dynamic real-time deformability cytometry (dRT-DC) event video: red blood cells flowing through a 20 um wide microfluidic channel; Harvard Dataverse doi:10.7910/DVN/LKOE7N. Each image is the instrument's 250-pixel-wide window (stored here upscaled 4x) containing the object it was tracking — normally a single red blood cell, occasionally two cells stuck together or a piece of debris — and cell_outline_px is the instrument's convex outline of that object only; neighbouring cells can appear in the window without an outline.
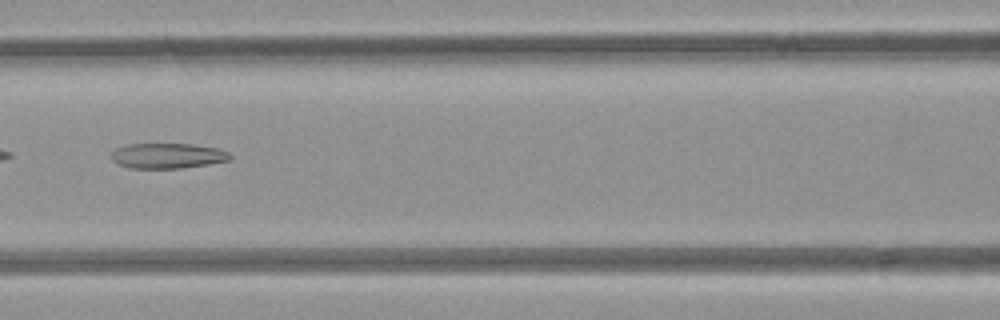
{"species": "common noctule bat (a hibernating species)", "species_latin": "Nyctalus noctula", "temperature_condition": "room temperature", "stored_images_in_passage": 7, "camera_frame_rate_fps": 3000, "um_per_image_px": 0.085, "animal": {"sex": "female", "body_mass_g": 21.9}, "frame": {"image": 1, "passage_image": 6, "time_ms": 6.667, "image_size_px": [1000, 320], "cell_outline_px": [[232, 156], [228, 160], [208, 164], [180, 168], [128, 168], [116, 164], [112, 160], [112, 152], [116, 148], [128, 144], [192, 144], [216, 148], [228, 152]], "centroid_in_image_um": [14.2, 13.24], "position_along_channel_um": 152.4, "area_um2": 17.4}}
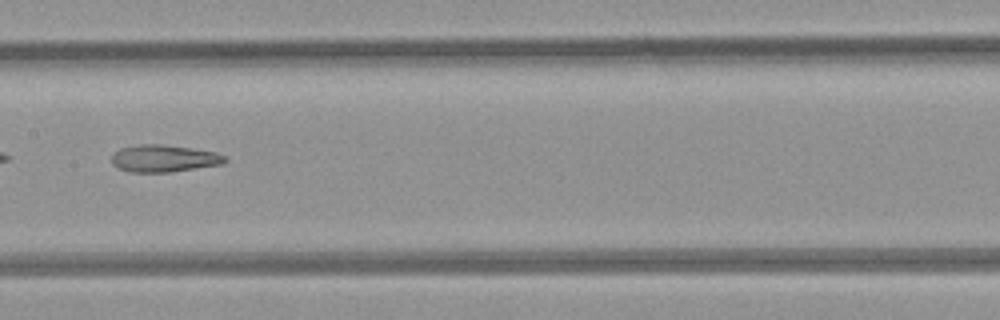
{"frame": {"image": 2, "passage_image": 7, "time_ms": 7.667, "image_size_px": [1000, 320], "cell_outline_px": [[228, 160], [224, 164], [172, 172], [132, 172], [120, 168], [112, 164], [112, 152], [120, 148], [140, 144], [160, 144], [192, 148], [216, 152], [224, 156]], "centroid_in_image_um": [13.95, 13.46], "position_along_channel_um": 193.5, "area_um2": 18.03}}